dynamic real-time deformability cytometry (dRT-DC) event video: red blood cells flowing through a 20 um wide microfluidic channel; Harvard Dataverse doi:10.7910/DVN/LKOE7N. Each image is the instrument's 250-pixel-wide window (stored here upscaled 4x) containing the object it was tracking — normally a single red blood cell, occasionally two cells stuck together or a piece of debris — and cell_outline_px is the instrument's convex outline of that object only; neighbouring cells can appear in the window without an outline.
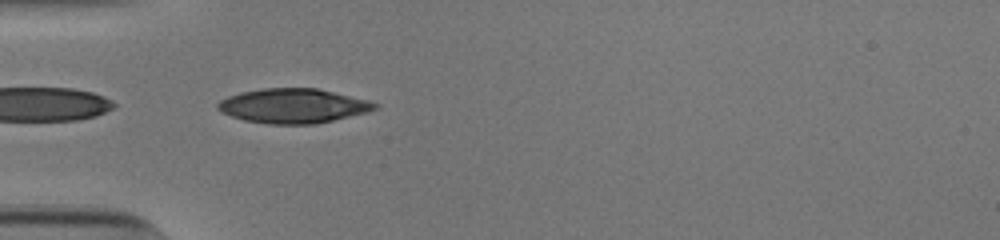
{"species": "human", "species_latin": "Homo sapiens", "temperature_condition": "cold", "stored_images_in_passage": 37, "camera_frame_rate_fps": 3000, "um_per_image_px": 0.085, "donor": {"sex": "male"}, "frame": {"image": 1, "passage_image": 1, "time_ms": 0.0, "image_size_px": [1000, 240], "cell_outline_px": [[380, 104], [376, 108], [368, 112], [316, 124], [268, 124], [244, 120], [220, 112], [216, 108], [216, 104], [220, 100], [228, 96], [240, 92], [264, 88], [316, 88], [368, 100]], "centroid_in_image_um": [24.89, 9.0], "position_along_channel_um": 60.1, "area_um2": 31.62}}
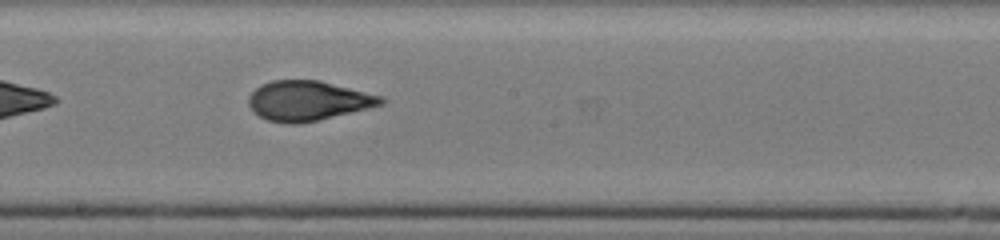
{"frame": {"image": 2, "passage_image": 14, "time_ms": 4.333, "image_size_px": [1000, 240], "cell_outline_px": [[388, 100], [384, 104], [368, 108], [316, 120], [296, 124], [288, 124], [268, 120], [252, 112], [248, 104], [248, 96], [260, 84], [272, 80], [320, 80], [384, 96]], "centroid_in_image_um": [26.18, 8.55], "position_along_channel_um": 222.0, "area_um2": 30.81}}
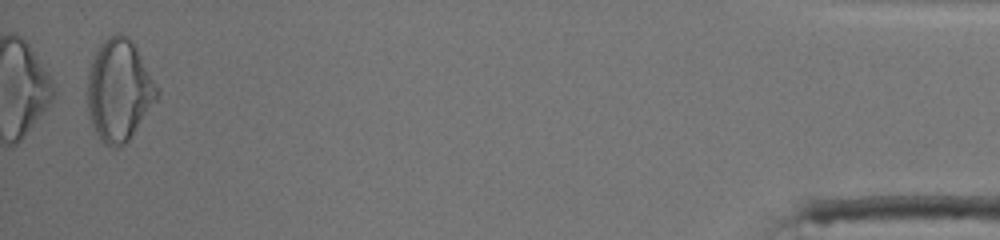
{"frame": {"image": 3, "passage_image": 36, "time_ms": 11.667, "image_size_px": [1000, 240], "cell_outline_px": [[160, 96], [128, 140], [124, 144], [104, 144], [100, 140], [92, 124], [88, 112], [88, 72], [92, 56], [100, 44], [108, 36], [116, 32], [120, 32], [128, 36], [132, 40], [160, 88]], "centroid_in_image_um": [10.14, 7.6], "position_along_channel_um": 425.1, "area_um2": 41.38}, "authors_computed_cell_mechanics": {"area_um2": 31.212, "velocity_mm_per_s": 3.8549, "shape_relaxation_time_tau1_ms": 5.1551, "shape_relaxation_time_tau2_ms": 1.0196, "deformation_change_tau1": 0.205, "deformation_change_tau2": 0.0655}}